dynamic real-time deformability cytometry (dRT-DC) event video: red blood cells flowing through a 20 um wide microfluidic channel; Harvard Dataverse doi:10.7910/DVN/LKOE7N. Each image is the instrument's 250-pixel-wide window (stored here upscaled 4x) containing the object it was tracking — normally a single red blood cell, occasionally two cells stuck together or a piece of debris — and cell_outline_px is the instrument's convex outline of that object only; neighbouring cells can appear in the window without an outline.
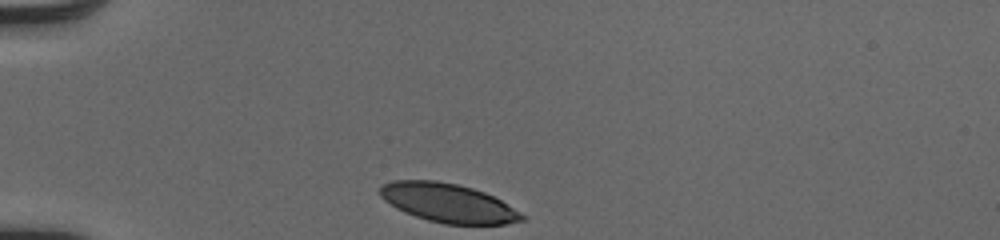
{"species": "human", "species_latin": "Homo sapiens", "temperature_condition": "cold", "stored_images_in_passage": 31, "camera_frame_rate_fps": 3000, "um_per_image_px": 0.085, "donor": {"sex": "male"}, "frame": {"image": 1, "passage_image": 1, "time_ms": 0.0, "image_size_px": [1000, 240], "cell_outline_px": [[524, 220], [504, 224], [444, 224], [428, 220], [404, 212], [396, 208], [384, 200], [380, 196], [380, 188], [384, 184], [392, 180], [436, 180], [456, 184], [472, 188], [484, 192], [500, 200], [520, 212], [524, 216]], "centroid_in_image_um": [38.06, 17.25], "position_along_channel_um": 46.9, "area_um2": 31.85}}
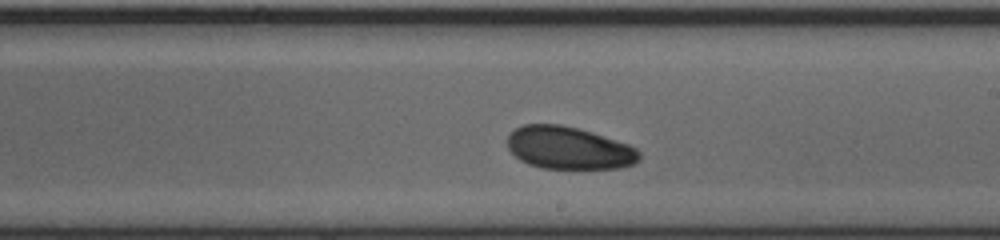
{"frame": {"image": 2, "passage_image": 18, "time_ms": 5.667, "image_size_px": [1000, 240], "cell_outline_px": [[640, 160], [632, 164], [620, 168], [540, 168], [528, 164], [520, 160], [508, 148], [508, 132], [524, 124], [560, 124], [592, 132], [628, 144], [636, 148], [640, 152]], "centroid_in_image_um": [48.34, 12.57], "position_along_channel_um": 240.7, "area_um2": 32.66}}
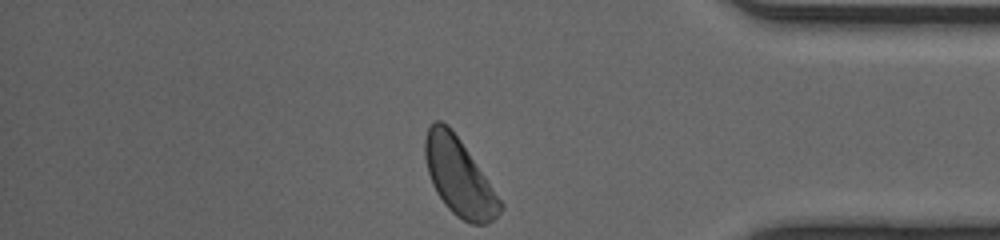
{"frame": {"image": 3, "passage_image": 31, "time_ms": 10.0, "image_size_px": [1000, 240], "cell_outline_px": [[504, 208], [492, 220], [484, 224], [472, 224], [456, 216], [444, 204], [436, 192], [432, 184], [428, 172], [424, 156], [424, 140], [428, 128], [436, 120], [440, 120], [448, 124], [460, 140], [504, 204]], "centroid_in_image_um": [39.0, 15.04], "position_along_channel_um": 396.2, "area_um2": 33.52}, "authors_computed_cell_mechanics": {"area_um2": 33.0616, "velocity_mm_per_s": 4.0304, "shape_relaxation_time_tau1_ms": 10.284, "shape_relaxation_time_tau2_ms": 6.8815, "deformation_change_tau1": 0.2422, "deformation_change_tau2": 0.1125}}